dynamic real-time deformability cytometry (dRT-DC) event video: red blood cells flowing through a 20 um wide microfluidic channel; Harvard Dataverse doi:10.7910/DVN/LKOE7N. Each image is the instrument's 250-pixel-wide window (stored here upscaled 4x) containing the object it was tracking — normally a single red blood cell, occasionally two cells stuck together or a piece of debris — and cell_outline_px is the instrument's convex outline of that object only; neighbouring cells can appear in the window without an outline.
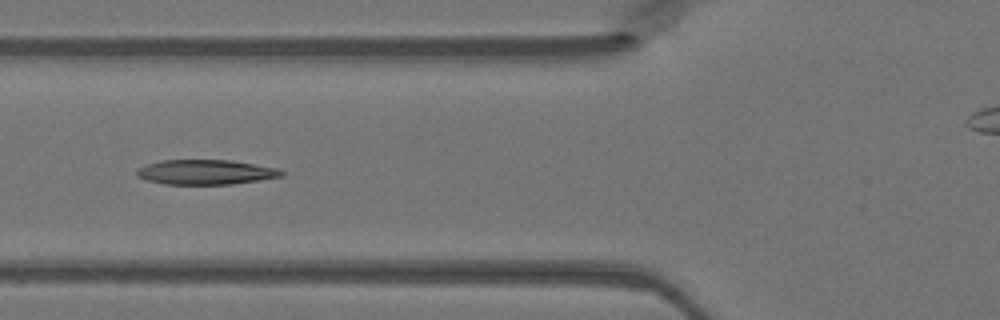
{"species": "Egyptian fruit bat (a non-hibernating species)", "species_latin": "Rousettus aegyptiacus", "temperature_condition": "warm", "stored_images_in_passage": 48, "camera_frame_rate_fps": 3000, "um_per_image_px": 0.085, "animal": {"sex": "female"}, "frame": {"image": 1, "passage_image": 17, "time_ms": 5.333, "image_size_px": [1000, 320], "cell_outline_px": [[284, 176], [260, 180], [232, 184], [164, 184], [148, 180], [136, 176], [136, 168], [160, 160], [228, 160], [280, 168], [284, 172]], "centroid_in_image_um": [17.49, 14.63], "position_along_channel_um": 108.3, "area_um2": 20.98}}
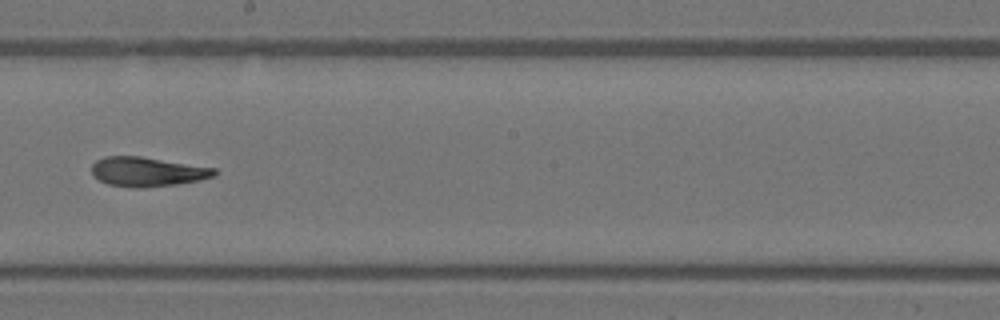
{"frame": {"image": 2, "passage_image": 26, "time_ms": 8.333, "image_size_px": [1000, 320], "cell_outline_px": [[216, 176], [200, 180], [176, 184], [144, 188], [128, 188], [108, 184], [92, 176], [92, 164], [96, 160], [104, 156], [140, 156], [216, 168]], "centroid_in_image_um": [12.5, 14.6], "position_along_channel_um": 235.7, "area_um2": 21.21}}
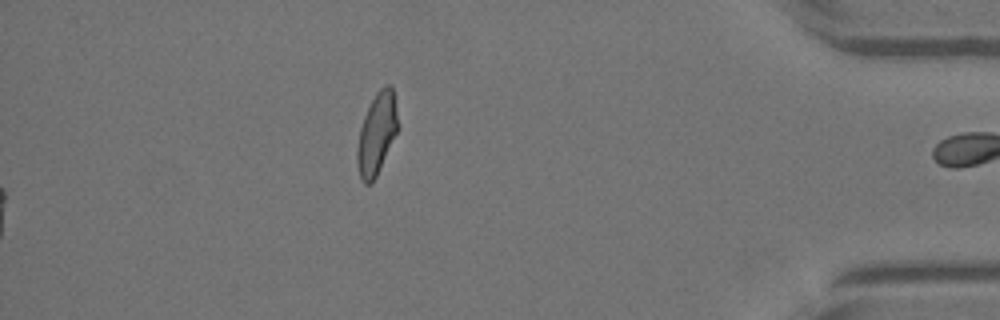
{"frame": {"image": 3, "passage_image": 48, "time_ms": 15.667, "image_size_px": [1000, 320], "cell_outline_px": [[396, 132], [376, 176], [372, 184], [364, 184], [360, 180], [356, 164], [356, 148], [360, 128], [364, 116], [376, 92], [384, 84], [392, 84], [396, 112]], "centroid_in_image_um": [31.97, 11.39], "position_along_channel_um": 403.2, "area_um2": 19.02}}